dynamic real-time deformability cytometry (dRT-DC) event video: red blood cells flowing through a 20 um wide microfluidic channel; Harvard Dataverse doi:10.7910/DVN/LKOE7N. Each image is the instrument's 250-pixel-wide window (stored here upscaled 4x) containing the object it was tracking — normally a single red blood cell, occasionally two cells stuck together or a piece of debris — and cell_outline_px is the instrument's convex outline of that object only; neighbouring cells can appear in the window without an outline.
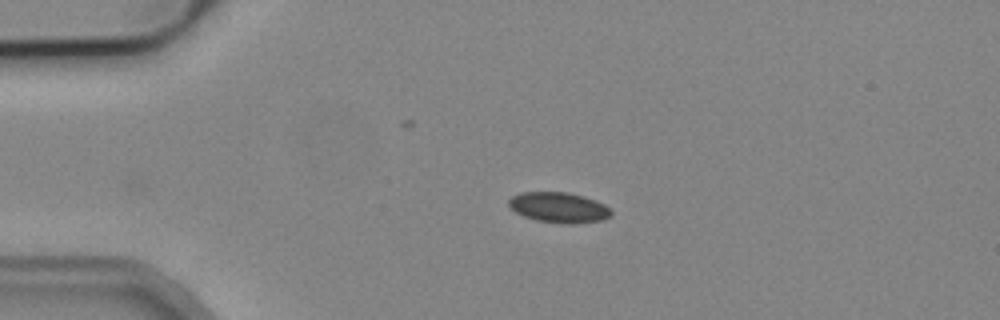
{"species": "common noctule bat (a hibernating species)", "species_latin": "Nyctalus noctula", "temperature_condition": "cold", "stored_images_in_passage": 2, "camera_frame_rate_fps": 3000, "um_per_image_px": 0.085, "animal": {"sex": "male", "body_mass_g": 19.2, "forearm_length_mm": 51.8}, "frame": {"image": 1, "passage_image": 1, "time_ms": 0.0, "image_size_px": [1000, 320], "cell_outline_px": [[612, 216], [604, 220], [536, 220], [524, 216], [516, 212], [508, 204], [508, 200], [512, 196], [520, 192], [568, 192], [584, 196], [596, 200], [612, 208]], "centroid_in_image_um": [47.5, 17.56], "position_along_channel_um": 37.5, "area_um2": 17.28}}